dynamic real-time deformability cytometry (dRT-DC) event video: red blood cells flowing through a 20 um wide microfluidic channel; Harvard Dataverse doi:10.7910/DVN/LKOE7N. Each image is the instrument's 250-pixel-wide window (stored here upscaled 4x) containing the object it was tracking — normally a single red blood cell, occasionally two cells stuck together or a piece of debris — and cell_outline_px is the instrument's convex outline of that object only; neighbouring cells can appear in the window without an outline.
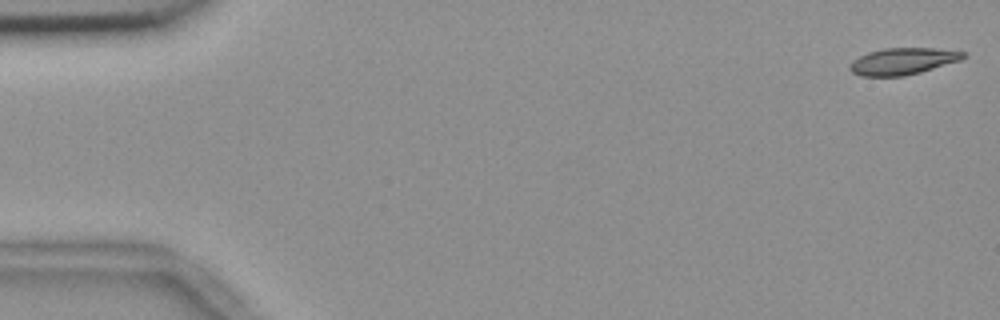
{"species": "common noctule bat (a hibernating species)", "species_latin": "Nyctalus noctula", "temperature_condition": "room temperature", "stored_images_in_passage": 51, "camera_frame_rate_fps": 3000, "um_per_image_px": 0.085, "animal": {"sex": "female", "body_mass_g": 18.4}, "frame": {"image": 1, "passage_image": 1, "time_ms": 0.0, "image_size_px": [1000, 320], "cell_outline_px": [[968, 56], [960, 60], [920, 72], [904, 76], [860, 76], [852, 72], [848, 68], [852, 60], [868, 52], [884, 48], [936, 48], [964, 52]], "centroid_in_image_um": [76.72, 5.2], "position_along_channel_um": 8.3, "area_um2": 17.63}}
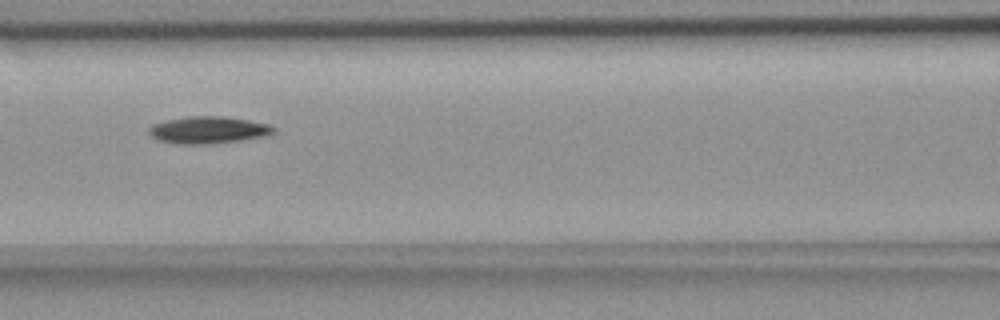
{"frame": {"image": 2, "passage_image": 24, "time_ms": 7.667, "image_size_px": [1000, 320], "cell_outline_px": [[276, 128], [272, 132], [260, 136], [240, 140], [212, 144], [176, 144], [160, 140], [152, 136], [148, 132], [148, 128], [152, 124], [164, 120], [188, 116], [224, 116], [248, 120], [268, 124]], "centroid_in_image_um": [17.63, 11.04], "position_along_channel_um": 149.0, "area_um2": 19.54}}
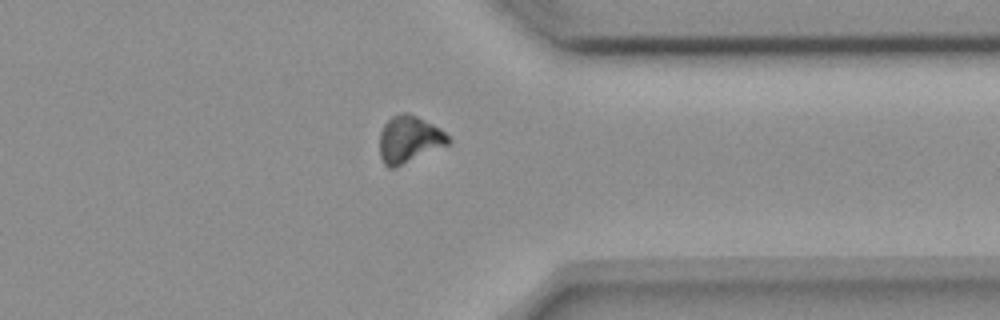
{"frame": {"image": 3, "passage_image": 43, "time_ms": 14.0, "image_size_px": [1000, 320], "cell_outline_px": [[452, 140], [448, 144], [396, 168], [388, 168], [384, 164], [380, 156], [380, 132], [384, 124], [392, 116], [400, 112], [408, 112], [440, 128]], "centroid_in_image_um": [34.76, 11.85], "position_along_channel_um": 376.6, "area_um2": 18.79}, "authors_computed_cell_mechanics": {"area_um2": 18.496, "velocity_mm_per_s": 3.677, "shape_relaxation_time_tau1_ms": 7.4888, "shape_relaxation_time_tau2_ms": null, "deformation_change_tau1": 0.1601, "deformation_change_tau2": null}}